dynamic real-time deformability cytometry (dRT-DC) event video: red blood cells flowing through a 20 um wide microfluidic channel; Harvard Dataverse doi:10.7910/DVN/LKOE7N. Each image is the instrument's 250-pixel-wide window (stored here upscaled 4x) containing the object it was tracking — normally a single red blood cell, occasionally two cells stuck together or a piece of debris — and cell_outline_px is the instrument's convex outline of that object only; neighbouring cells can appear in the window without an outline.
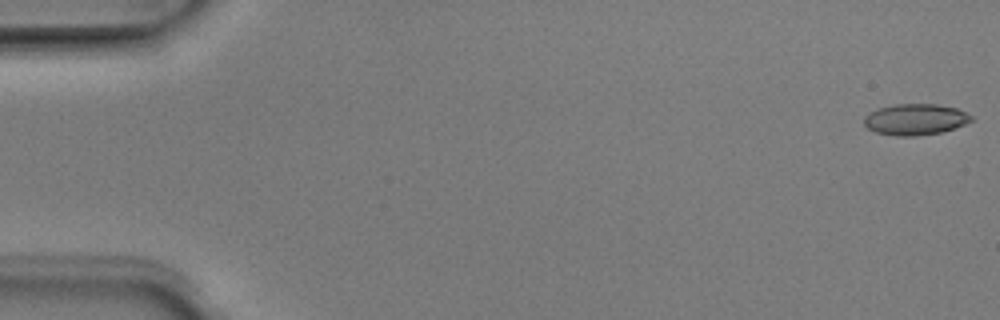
{"species": "Egyptian fruit bat (a non-hibernating species)", "species_latin": "Rousettus aegyptiacus", "temperature_condition": "room temperature", "stored_images_in_passage": 5, "camera_frame_rate_fps": 3000, "um_per_image_px": 0.085, "animal": {"sex": "male"}, "frame": {"image": 1, "passage_image": 1, "time_ms": 0.0, "image_size_px": [1000, 320], "cell_outline_px": [[972, 120], [964, 124], [940, 132], [916, 136], [896, 136], [876, 132], [868, 128], [864, 124], [864, 116], [880, 108], [896, 104], [936, 104], [956, 108], [972, 116]], "centroid_in_image_um": [77.78, 10.15], "position_along_channel_um": 7.2, "area_um2": 19.13}}
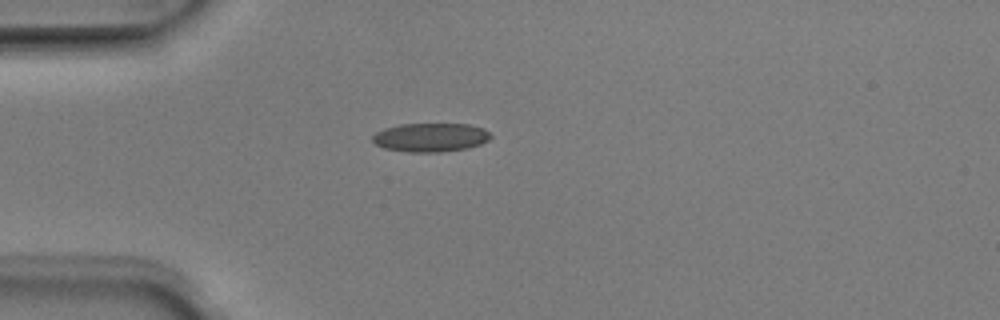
{"frame": {"image": 2, "passage_image": 5, "time_ms": 1.333, "image_size_px": [1000, 320], "cell_outline_px": [[492, 136], [488, 140], [480, 144], [468, 148], [440, 152], [408, 152], [384, 148], [376, 144], [372, 140], [372, 136], [376, 132], [384, 128], [400, 124], [468, 124], [484, 128]], "centroid_in_image_um": [36.59, 11.67], "position_along_channel_um": 48.4, "area_um2": 19.83}}